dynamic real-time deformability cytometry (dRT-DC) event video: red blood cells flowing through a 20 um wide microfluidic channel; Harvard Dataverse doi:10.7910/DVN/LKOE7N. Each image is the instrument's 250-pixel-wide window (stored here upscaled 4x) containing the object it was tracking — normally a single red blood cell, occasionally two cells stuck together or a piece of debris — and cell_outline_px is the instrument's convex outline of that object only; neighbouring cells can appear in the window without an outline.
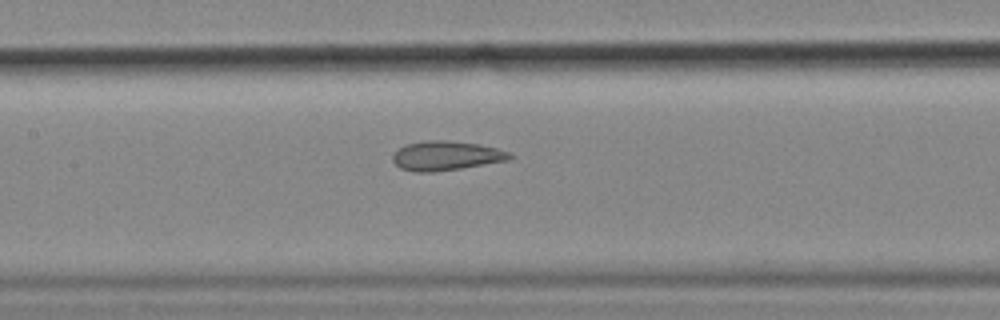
{"species": "common noctule bat (a hibernating species)", "species_latin": "Nyctalus noctula", "temperature_condition": "cold", "stored_images_in_passage": 34, "camera_frame_rate_fps": 3000, "um_per_image_px": 0.085, "animal": {"sex": "female", "body_mass_g": 18.4}, "frame": {"image": 1, "passage_image": 15, "time_ms": 4.667, "image_size_px": [1000, 320], "cell_outline_px": [[512, 156], [508, 160], [460, 168], [432, 172], [412, 172], [400, 168], [392, 160], [392, 156], [400, 148], [408, 144], [428, 140], [444, 140], [480, 144], [496, 148], [508, 152]], "centroid_in_image_um": [37.89, 13.24], "position_along_channel_um": 169.5, "area_um2": 19.71}}